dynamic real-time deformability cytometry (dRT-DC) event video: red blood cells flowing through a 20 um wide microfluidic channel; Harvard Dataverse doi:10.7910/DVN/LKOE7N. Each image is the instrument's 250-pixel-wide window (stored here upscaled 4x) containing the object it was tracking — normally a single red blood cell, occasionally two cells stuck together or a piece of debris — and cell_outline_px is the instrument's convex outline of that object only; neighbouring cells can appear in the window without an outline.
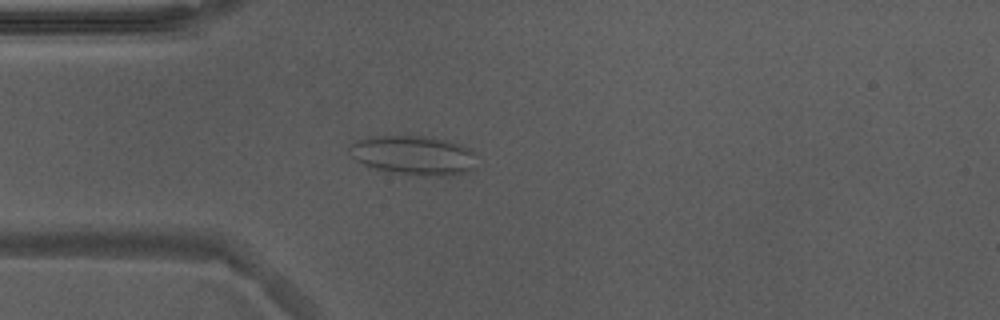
{"species": "Egyptian fruit bat (a non-hibernating species)", "species_latin": "Rousettus aegyptiacus", "temperature_condition": "warm", "stored_images_in_passage": 42, "camera_frame_rate_fps": 3000, "um_per_image_px": 0.085, "animal": {"sex": "male"}, "frame": {"image": 1, "passage_image": 7, "time_ms": 2.0, "image_size_px": [1000, 320], "cell_outline_px": [[476, 168], [452, 176], [420, 176], [384, 172], [364, 164], [356, 160], [352, 156], [348, 148], [356, 140], [376, 136], [424, 136], [444, 140], [460, 144], [476, 152]], "centroid_in_image_um": [35.19, 13.22], "position_along_channel_um": 49.8, "area_um2": 29.48}}
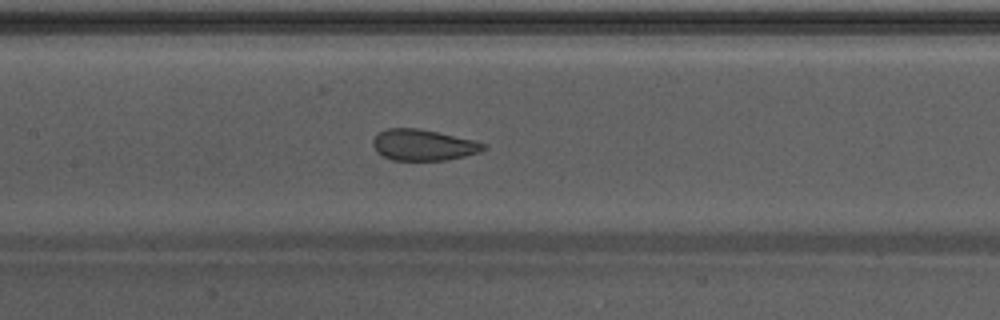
{"frame": {"image": 2, "passage_image": 17, "time_ms": 5.333, "image_size_px": [1000, 320], "cell_outline_px": [[488, 148], [480, 152], [448, 160], [392, 160], [376, 152], [372, 144], [372, 140], [380, 132], [388, 128], [416, 128], [436, 132], [472, 140], [484, 144]], "centroid_in_image_um": [35.96, 12.33], "position_along_channel_um": 171.4, "area_um2": 19.83}}
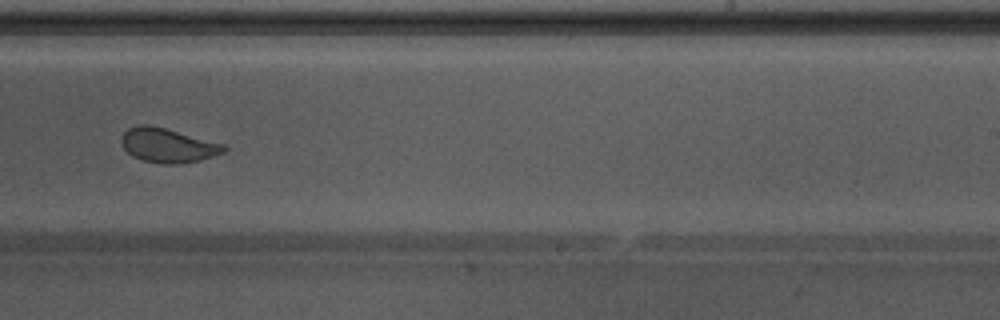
{"frame": {"image": 3, "passage_image": 25, "time_ms": 8.0, "image_size_px": [1000, 320], "cell_outline_px": [[228, 148], [224, 152], [200, 160], [180, 164], [164, 164], [144, 160], [132, 156], [120, 144], [120, 140], [124, 132], [128, 128], [140, 124], [148, 124], [164, 128], [224, 144]], "centroid_in_image_um": [14.24, 12.35], "position_along_channel_um": 274.8, "area_um2": 20.35}, "authors_computed_cell_mechanics": {"area_um2": 21.386, "velocity_mm_per_s": 3.8897, "shape_relaxation_time_tau1_ms": 5.4912, "shape_relaxation_time_tau2_ms": 0.7062, "deformation_change_tau1": 0.1137, "deformation_change_tau2": 0.0501}}